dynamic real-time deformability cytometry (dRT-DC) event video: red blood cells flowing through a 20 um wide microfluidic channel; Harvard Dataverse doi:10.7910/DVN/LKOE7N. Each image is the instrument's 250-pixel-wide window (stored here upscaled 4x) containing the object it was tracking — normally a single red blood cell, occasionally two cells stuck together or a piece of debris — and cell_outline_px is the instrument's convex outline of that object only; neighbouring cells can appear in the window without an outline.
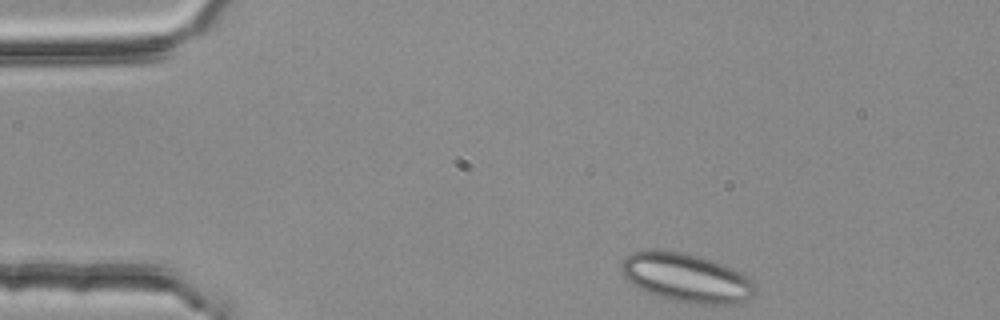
{"species": "common noctule bat (a hibernating species)", "species_latin": "Nyctalus noctula", "temperature_condition": "room temperature", "stored_images_in_passage": 5, "segment_of_instrument_passage": [1, 2], "camera_frame_rate_fps": 3000, "um_per_image_px": 0.085, "animal": {"sex": "female", "body_mass_g": 25.1}, "frame": {"image": 1, "passage_image": 1, "time_ms": 0.0, "image_size_px": [1000, 320], "cell_outline_px": [[756, 292], [748, 300], [740, 304], [688, 304], [660, 296], [636, 288], [620, 272], [620, 264], [632, 252], [652, 248], [680, 252], [700, 256], [724, 264], [748, 276], [756, 284]], "centroid_in_image_um": [58.37, 23.61], "position_along_channel_um": 26.6, "area_um2": 38.61}}